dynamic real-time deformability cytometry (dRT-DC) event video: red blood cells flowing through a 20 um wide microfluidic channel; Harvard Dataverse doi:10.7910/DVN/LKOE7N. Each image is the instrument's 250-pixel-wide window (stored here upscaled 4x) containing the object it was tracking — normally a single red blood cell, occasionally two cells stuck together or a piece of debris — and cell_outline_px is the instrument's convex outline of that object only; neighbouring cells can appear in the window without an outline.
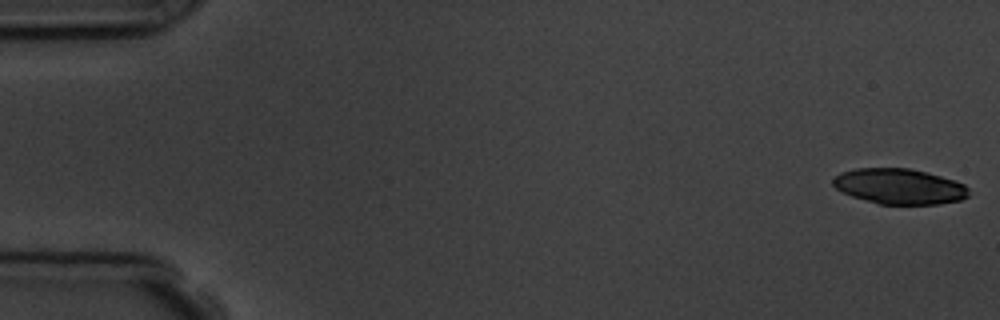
{"species": "common noctule bat (a hibernating species)", "species_latin": "Nyctalus noctula", "temperature_condition": "room temperature", "stored_images_in_passage": 6, "camera_frame_rate_fps": 3000, "um_per_image_px": 0.085, "animal": {"sex": "male", "body_mass_g": 19.5, "forearm_length_mm": 54.6}, "frame": {"image": 1, "passage_image": 1, "time_ms": 0.0, "image_size_px": [1000, 320], "cell_outline_px": [[968, 196], [960, 200], [936, 204], [880, 204], [852, 196], [836, 188], [832, 184], [832, 180], [840, 172], [856, 168], [908, 168], [928, 172], [964, 184], [968, 188]], "centroid_in_image_um": [76.43, 15.83], "position_along_channel_um": 8.6, "area_um2": 27.86}}
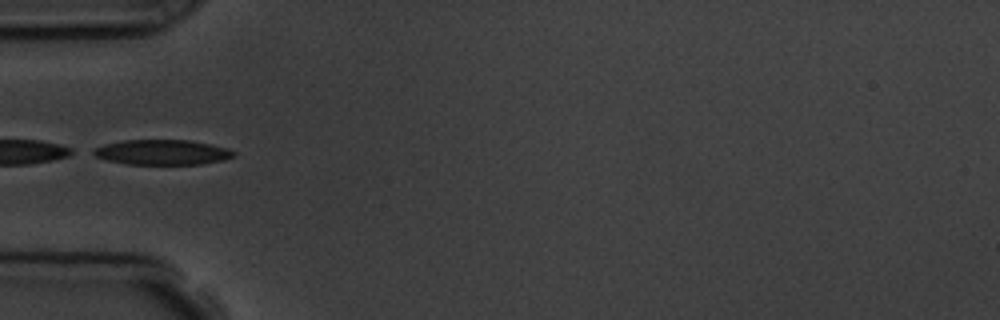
{"frame": {"image": 2, "passage_image": 6, "time_ms": 5.667, "image_size_px": [1000, 320], "cell_outline_px": [[236, 156], [224, 160], [200, 164], [128, 164], [108, 160], [96, 156], [88, 152], [92, 148], [104, 144], [124, 140], [188, 140], [228, 148], [236, 152]], "centroid_in_image_um": [13.77, 12.94], "position_along_channel_um": 71.2, "area_um2": 20.58}}